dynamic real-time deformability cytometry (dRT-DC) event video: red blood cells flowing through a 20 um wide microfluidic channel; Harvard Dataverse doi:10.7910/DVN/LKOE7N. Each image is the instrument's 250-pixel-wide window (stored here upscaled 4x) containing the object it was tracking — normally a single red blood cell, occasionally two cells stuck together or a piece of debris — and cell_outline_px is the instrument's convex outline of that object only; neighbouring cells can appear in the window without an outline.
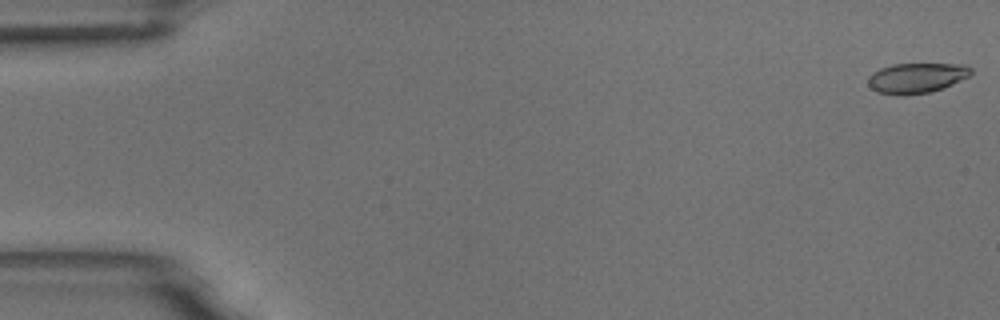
{"species": "common noctule bat (a hibernating species)", "species_latin": "Nyctalus noctula", "temperature_condition": "room temperature", "stored_images_in_passage": 11, "camera_frame_rate_fps": 3000, "um_per_image_px": 0.085, "animal": {"sex": "male", "body_mass_g": 18.8}, "frame": {"image": 1, "passage_image": 1, "time_ms": 0.0, "image_size_px": [1000, 320], "cell_outline_px": [[972, 72], [968, 76], [944, 88], [928, 92], [904, 96], [876, 92], [868, 84], [868, 76], [872, 72], [880, 68], [892, 64], [964, 64], [972, 68]], "centroid_in_image_um": [77.88, 6.62], "position_along_channel_um": 7.1, "area_um2": 18.15}}
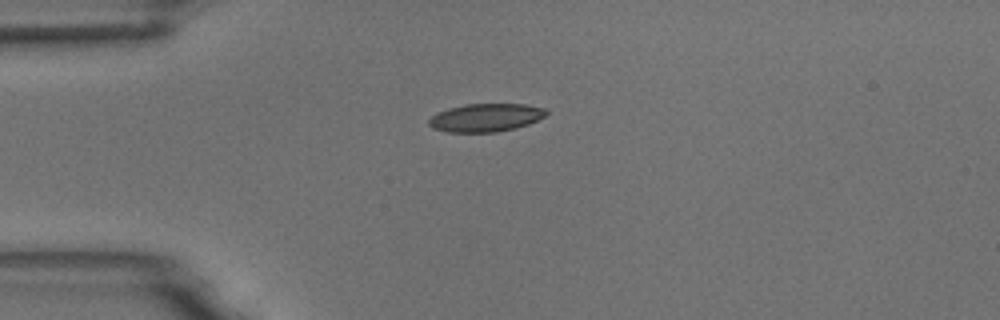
{"frame": {"image": 2, "passage_image": 4, "time_ms": 4.333, "image_size_px": [1000, 320], "cell_outline_px": [[548, 112], [544, 116], [528, 124], [516, 128], [496, 132], [448, 132], [432, 128], [428, 124], [428, 120], [436, 112], [448, 108], [464, 104], [524, 104], [544, 108]], "centroid_in_image_um": [41.24, 9.99], "position_along_channel_um": 43.8, "area_um2": 19.25}}